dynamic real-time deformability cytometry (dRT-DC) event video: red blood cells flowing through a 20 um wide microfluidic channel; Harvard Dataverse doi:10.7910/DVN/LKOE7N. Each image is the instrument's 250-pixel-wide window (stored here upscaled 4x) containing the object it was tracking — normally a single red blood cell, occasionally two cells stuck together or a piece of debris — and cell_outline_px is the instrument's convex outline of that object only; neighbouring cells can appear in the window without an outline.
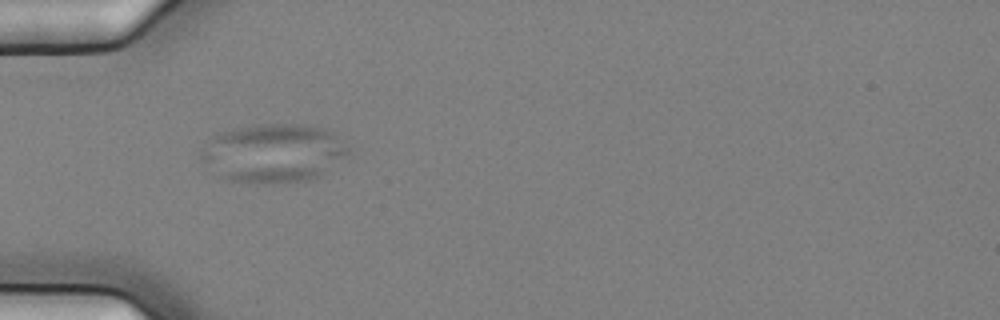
{"species": "common noctule bat (a hibernating species)", "species_latin": "Nyctalus noctula", "temperature_condition": "cold", "stored_images_in_passage": 6, "camera_frame_rate_fps": 3000, "um_per_image_px": 0.085, "animal": {"sex": "female", "body_mass_g": 25.1}, "frame": {"image": 1, "passage_image": 3, "time_ms": 0.667, "image_size_px": [1000, 320], "cell_outline_px": [[352, 152], [316, 176], [308, 180], [292, 184], [244, 184], [224, 180], [200, 160], [200, 152], [212, 136], [220, 132], [232, 128], [252, 124], [304, 124], [328, 128], [352, 148]], "centroid_in_image_um": [23.22, 13.02], "position_along_channel_um": 61.8, "area_um2": 51.5}}
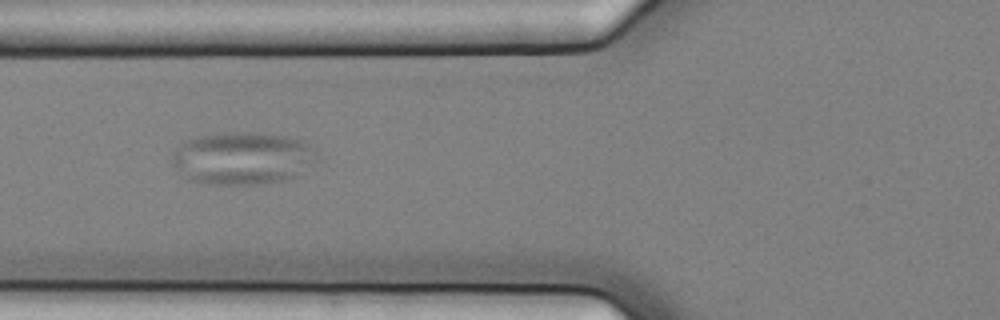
{"frame": {"image": 2, "passage_image": 4, "time_ms": 1.0, "image_size_px": [1000, 320], "cell_outline_px": [[316, 160], [296, 176], [288, 180], [260, 184], [200, 184], [188, 180], [172, 164], [172, 156], [176, 148], [180, 144], [188, 140], [200, 136], [228, 132], [260, 132], [288, 136], [304, 140], [316, 148]], "centroid_in_image_um": [20.64, 13.45], "position_along_channel_um": 105.2, "area_um2": 44.85}}